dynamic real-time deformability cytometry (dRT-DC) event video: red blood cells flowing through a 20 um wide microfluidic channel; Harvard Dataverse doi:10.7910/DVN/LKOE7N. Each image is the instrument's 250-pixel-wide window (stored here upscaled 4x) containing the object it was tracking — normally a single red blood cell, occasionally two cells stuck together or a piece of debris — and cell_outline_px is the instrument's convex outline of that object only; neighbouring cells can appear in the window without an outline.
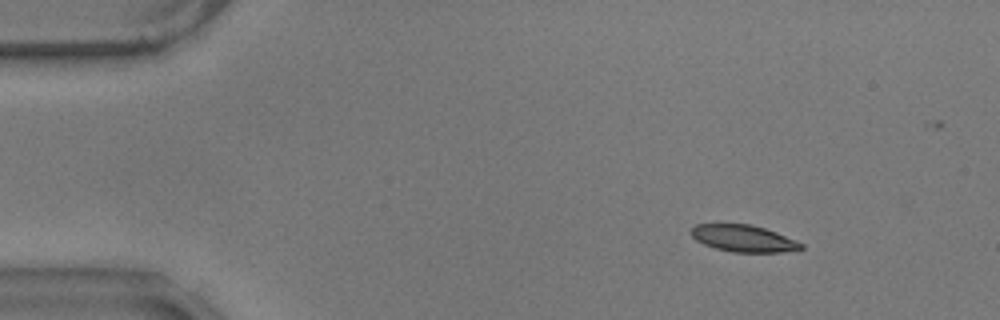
{"species": "common noctule bat (a hibernating species)", "species_latin": "Nyctalus noctula", "temperature_condition": "warm", "stored_images_in_passage": 52, "camera_frame_rate_fps": 3000, "um_per_image_px": 0.085, "animal": {"sex": "male", "body_mass_g": 17.9}, "frame": {"image": 1, "passage_image": 1, "time_ms": 0.0, "image_size_px": [1000, 320], "cell_outline_px": [[804, 248], [780, 252], [732, 252], [716, 248], [704, 244], [696, 240], [692, 236], [692, 228], [696, 224], [752, 224], [776, 232], [804, 244]], "centroid_in_image_um": [63.2, 20.26], "position_along_channel_um": 21.8, "area_um2": 16.99}}
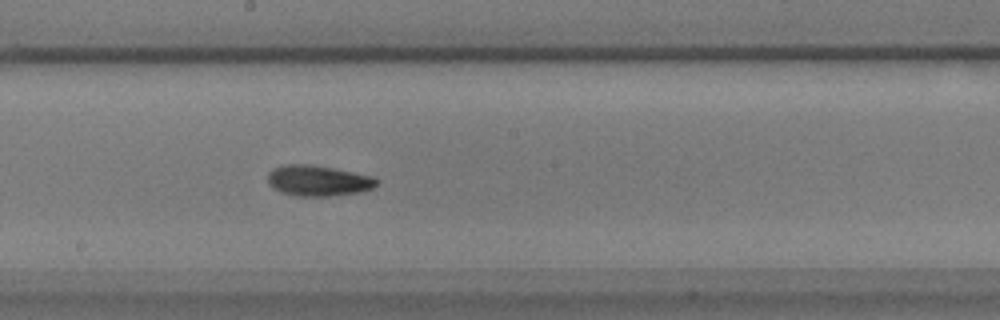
{"frame": {"image": 2, "passage_image": 25, "time_ms": 8.0, "image_size_px": [1000, 320], "cell_outline_px": [[380, 180], [372, 188], [360, 192], [328, 196], [296, 196], [280, 192], [272, 188], [268, 184], [268, 172], [272, 168], [284, 164], [308, 164], [332, 168], [372, 176]], "centroid_in_image_um": [26.99, 15.36], "position_along_channel_um": 221.2, "area_um2": 19.54}}
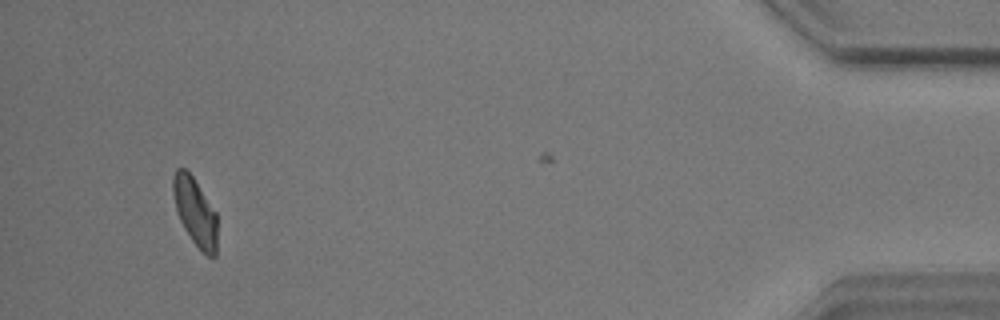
{"frame": {"image": 3, "passage_image": 48, "time_ms": 15.667, "image_size_px": [1000, 320], "cell_outline_px": [[216, 256], [208, 256], [192, 240], [184, 228], [176, 212], [172, 192], [172, 176], [176, 168], [184, 168], [192, 176], [216, 212]], "centroid_in_image_um": [16.55, 17.96], "position_along_channel_um": 418.7, "area_um2": 17.28}, "authors_computed_cell_mechanics": {"area_um2": 18.3226, "velocity_mm_per_s": 3.5119, "shape_relaxation_time_tau1_ms": 3.8903, "shape_relaxation_time_tau2_ms": 5.1034, "deformation_change_tau1": 0.1463, "deformation_change_tau2": 0.1162}}